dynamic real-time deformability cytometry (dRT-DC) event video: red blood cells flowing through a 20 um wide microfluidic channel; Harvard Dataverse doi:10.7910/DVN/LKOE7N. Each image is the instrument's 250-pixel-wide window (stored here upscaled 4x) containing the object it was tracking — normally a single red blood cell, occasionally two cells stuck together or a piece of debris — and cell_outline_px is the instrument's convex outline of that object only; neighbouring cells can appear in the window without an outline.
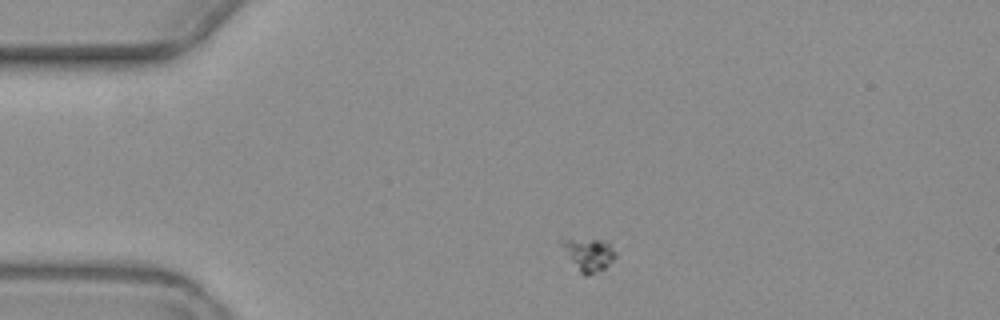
{"species": "common noctule bat (a hibernating species)", "species_latin": "Nyctalus noctula", "temperature_condition": "warm", "stored_images_in_passage": 5, "camera_frame_rate_fps": 3000, "um_per_image_px": 0.085, "animal": {"sex": "female", "body_mass_g": 19.3, "forearm_length_mm": 54.1}, "frame": {"image": 1, "passage_image": 1, "time_ms": 0.0, "image_size_px": [1000, 320], "cell_outline_px": [[616, 256], [604, 268], [588, 276], [584, 276], [580, 272], [560, 244], [560, 240], [568, 236], [604, 240], [616, 252]], "centroid_in_image_um": [50.0, 21.56], "position_along_channel_um": 35.0, "area_um2": 10.35}}
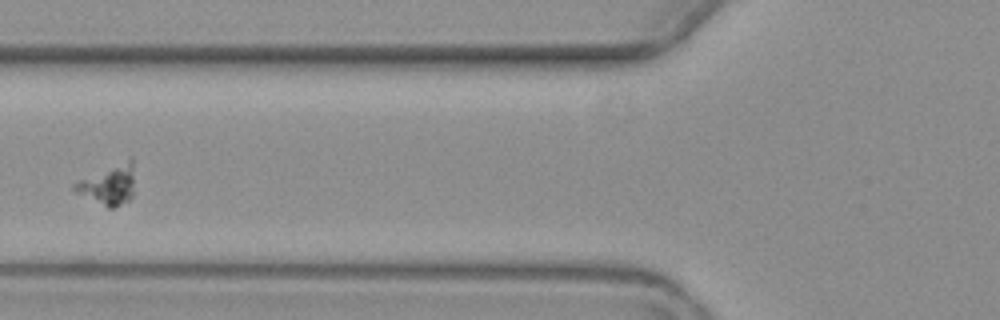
{"frame": {"image": 2, "passage_image": 4, "time_ms": 3.667, "image_size_px": [1000, 320], "cell_outline_px": [[132, 196], [128, 200], [112, 208], [108, 208], [72, 192], [72, 184], [80, 180], [132, 156]], "centroid_in_image_um": [9.17, 15.72], "position_along_channel_um": 116.6, "area_um2": 13.7}}
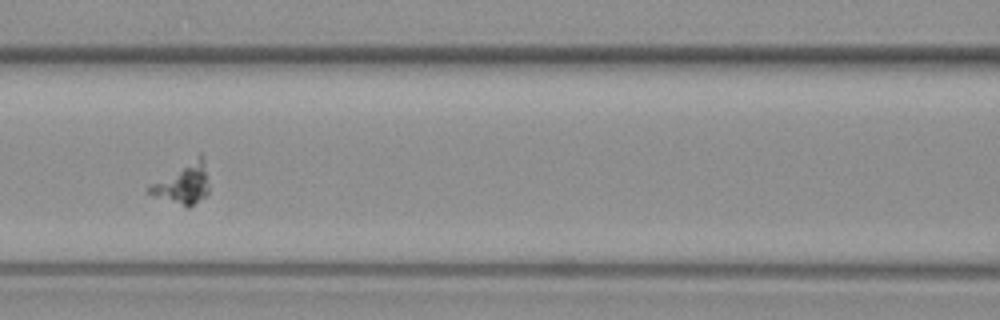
{"frame": {"image": 3, "passage_image": 5, "time_ms": 4.667, "image_size_px": [1000, 320], "cell_outline_px": [[208, 196], [188, 208], [152, 196], [148, 192], [148, 188], [152, 184], [200, 152], [204, 156], [208, 188]], "centroid_in_image_um": [15.6, 15.6], "position_along_channel_um": 151.0, "area_um2": 14.28}}